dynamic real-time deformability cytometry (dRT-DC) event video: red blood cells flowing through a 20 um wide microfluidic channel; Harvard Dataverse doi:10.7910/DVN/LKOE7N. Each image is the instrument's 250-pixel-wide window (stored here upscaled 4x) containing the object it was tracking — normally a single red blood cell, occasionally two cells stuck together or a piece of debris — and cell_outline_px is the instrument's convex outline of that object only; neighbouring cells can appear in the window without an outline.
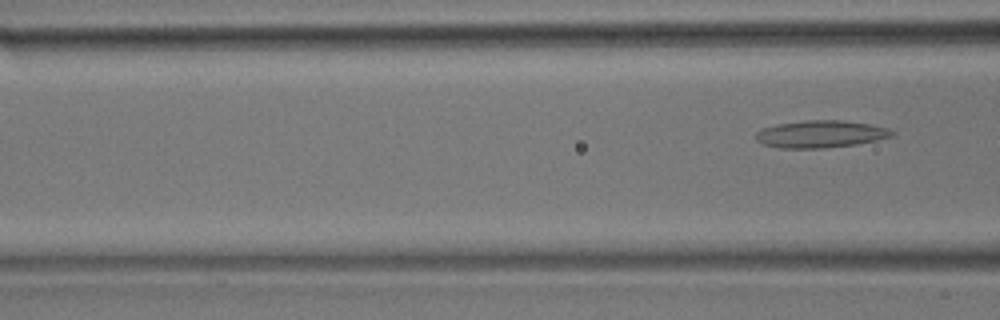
{"species": "common noctule bat (a hibernating species)", "species_latin": "Nyctalus noctula", "temperature_condition": "room temperature", "stored_images_in_passage": 6, "camera_frame_rate_fps": 3000, "um_per_image_px": 0.085, "animal": {"sex": "male", "body_mass_g": 17.9}, "frame": {"image": 1, "passage_image": 6, "time_ms": 1.667, "image_size_px": [1000, 320], "cell_outline_px": [[896, 132], [892, 136], [876, 140], [856, 144], [824, 148], [780, 148], [764, 144], [756, 140], [756, 132], [760, 128], [776, 124], [808, 120], [844, 120], [868, 124], [888, 128]], "centroid_in_image_um": [69.73, 11.39], "position_along_channel_um": 96.9, "area_um2": 21.62}}